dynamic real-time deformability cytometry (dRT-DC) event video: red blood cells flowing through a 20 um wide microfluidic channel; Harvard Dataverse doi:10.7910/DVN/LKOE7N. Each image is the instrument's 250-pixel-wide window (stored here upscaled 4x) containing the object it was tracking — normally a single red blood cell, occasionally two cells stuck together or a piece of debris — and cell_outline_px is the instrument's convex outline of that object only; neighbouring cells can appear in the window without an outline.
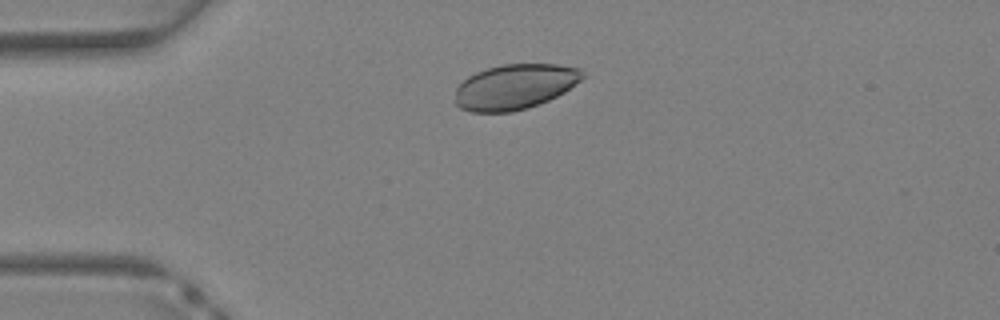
{"species": "Egyptian fruit bat (a non-hibernating species)", "species_latin": "Rousettus aegyptiacus", "temperature_condition": "warm", "stored_images_in_passage": 35, "camera_frame_rate_fps": 3000, "um_per_image_px": 0.085, "animal": {"sex": "female"}, "frame": {"image": 1, "passage_image": 7, "time_ms": 2.0, "image_size_px": [1000, 320], "cell_outline_px": [[588, 76], [564, 92], [548, 100], [528, 108], [512, 112], [472, 112], [460, 108], [456, 104], [456, 88], [468, 76], [476, 72], [488, 68], [504, 64], [556, 64], [580, 68]], "centroid_in_image_um": [43.8, 7.37], "position_along_channel_um": 41.2, "area_um2": 33.64}}
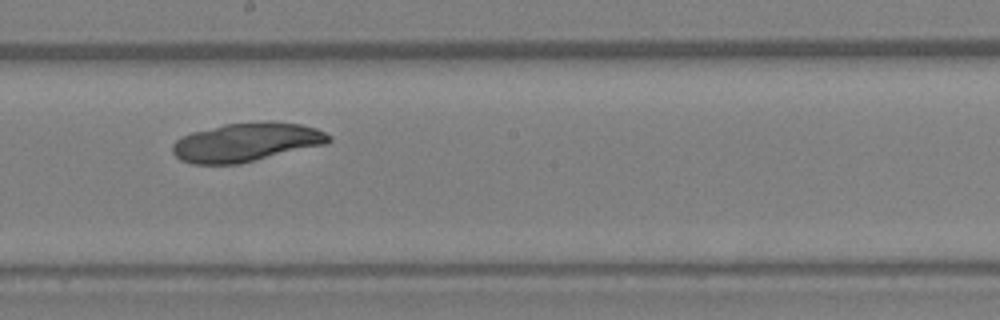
{"frame": {"image": 2, "passage_image": 19, "time_ms": 6.0, "image_size_px": [1000, 320], "cell_outline_px": [[332, 140], [324, 144], [240, 164], [192, 164], [180, 160], [172, 152], [172, 144], [176, 140], [192, 132], [224, 124], [300, 124], [316, 128], [332, 136]], "centroid_in_image_um": [20.88, 12.13], "position_along_channel_um": 227.3, "area_um2": 34.28}}
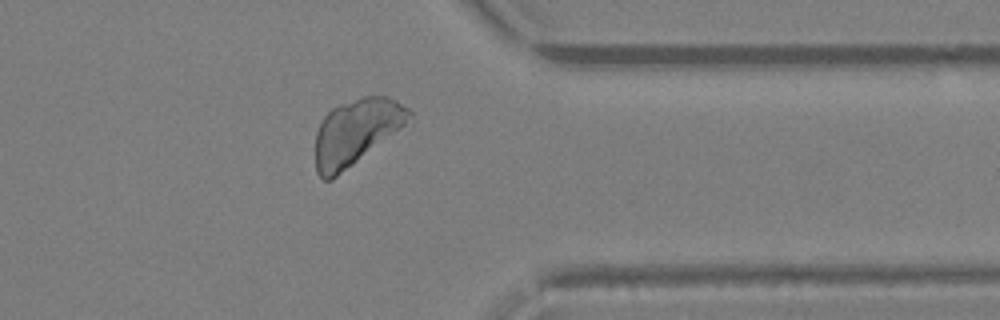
{"frame": {"image": 3, "passage_image": 28, "time_ms": 9.0, "image_size_px": [1000, 320], "cell_outline_px": [[412, 116], [400, 128], [332, 180], [324, 180], [316, 172], [316, 132], [324, 116], [332, 108], [340, 104], [364, 96], [388, 96], [396, 100], [408, 108], [412, 112]], "centroid_in_image_um": [30.24, 11.2], "position_along_channel_um": 381.2, "area_um2": 35.2}}